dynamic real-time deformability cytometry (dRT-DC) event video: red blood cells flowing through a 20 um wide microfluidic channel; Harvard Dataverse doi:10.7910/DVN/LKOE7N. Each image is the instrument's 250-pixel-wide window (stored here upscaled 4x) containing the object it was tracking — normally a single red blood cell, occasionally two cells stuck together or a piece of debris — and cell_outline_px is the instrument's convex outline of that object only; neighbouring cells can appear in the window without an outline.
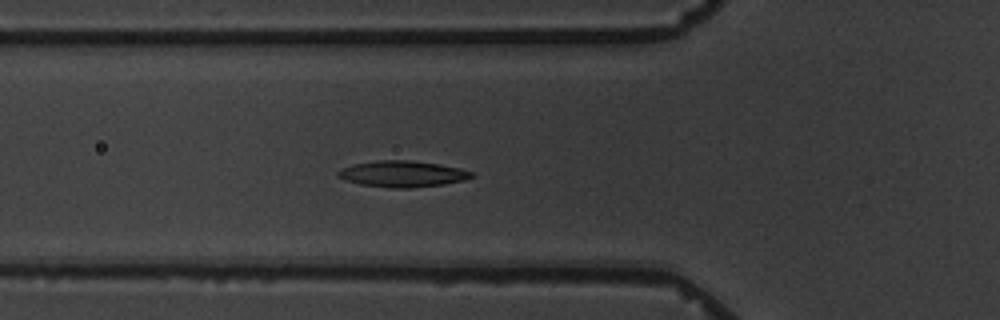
{"species": "common noctule bat (a hibernating species)", "species_latin": "Nyctalus noctula", "temperature_condition": "warm", "stored_images_in_passage": 6, "camera_frame_rate_fps": 3000, "um_per_image_px": 0.085, "animal": {"sex": "male", "body_mass_g": 19.5, "forearm_length_mm": 54.6}, "frame": {"image": 1, "passage_image": 6, "time_ms": 5.667, "image_size_px": [1000, 320], "cell_outline_px": [[476, 176], [464, 180], [444, 184], [412, 188], [392, 188], [360, 184], [336, 176], [336, 172], [352, 164], [376, 160], [408, 160], [440, 164], [460, 168], [476, 172]], "centroid_in_image_um": [34.26, 14.78], "position_along_channel_um": 91.5, "area_um2": 20.52}}